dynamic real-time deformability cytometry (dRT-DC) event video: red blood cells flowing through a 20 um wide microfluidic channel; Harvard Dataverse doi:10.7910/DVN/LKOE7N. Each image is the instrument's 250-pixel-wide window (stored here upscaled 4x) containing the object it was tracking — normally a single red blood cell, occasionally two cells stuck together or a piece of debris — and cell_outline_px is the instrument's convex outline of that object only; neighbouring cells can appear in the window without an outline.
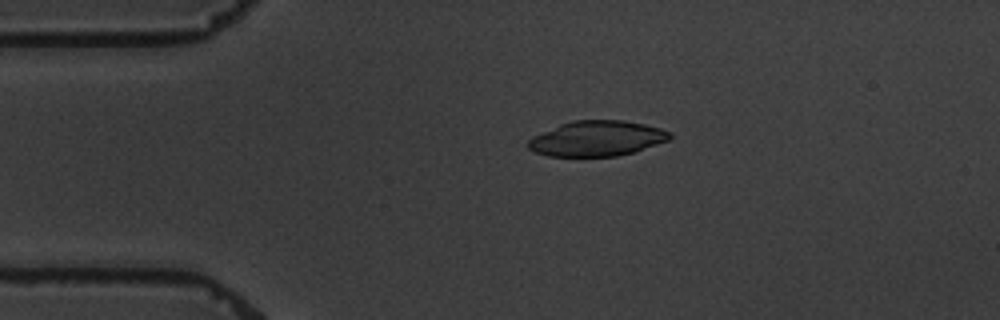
{"species": "common noctule bat (a hibernating species)", "species_latin": "Nyctalus noctula", "temperature_condition": "warm", "stored_images_in_passage": 5, "camera_frame_rate_fps": 3000, "um_per_image_px": 0.085, "animal": {"sex": "male", "body_mass_g": 19.5, "forearm_length_mm": 54.6}, "frame": {"image": 1, "passage_image": 4, "time_ms": 3.333, "image_size_px": [1000, 320], "cell_outline_px": [[672, 136], [668, 140], [636, 152], [616, 156], [548, 156], [536, 152], [528, 148], [528, 140], [532, 136], [560, 124], [572, 120], [624, 120], [644, 124], [660, 128], [672, 132]], "centroid_in_image_um": [50.75, 11.77], "position_along_channel_um": 34.2, "area_um2": 29.25}}